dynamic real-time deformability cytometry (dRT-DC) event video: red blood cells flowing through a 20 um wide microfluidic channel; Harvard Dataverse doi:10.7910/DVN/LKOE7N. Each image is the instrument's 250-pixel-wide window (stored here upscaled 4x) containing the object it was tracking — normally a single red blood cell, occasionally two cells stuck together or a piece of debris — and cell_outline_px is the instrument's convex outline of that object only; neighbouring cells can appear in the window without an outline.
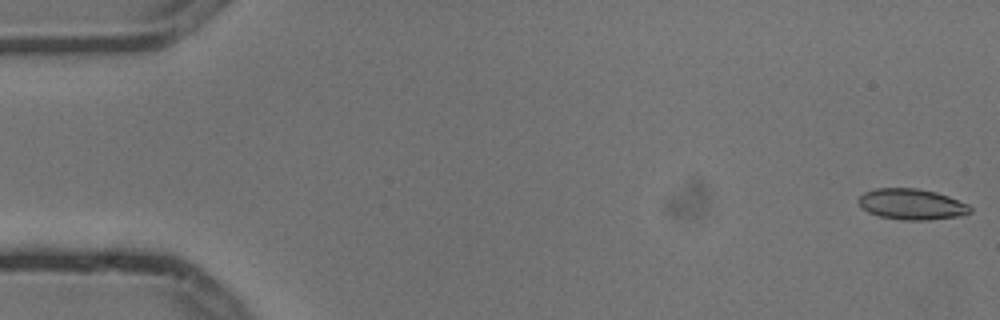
{"species": "common noctule bat (a hibernating species)", "species_latin": "Nyctalus noctula", "temperature_condition": "cold", "stored_images_in_passage": 7, "camera_frame_rate_fps": 3000, "um_per_image_px": 0.085, "animal": {"sex": "male", "body_mass_g": 13.3}, "frame": {"image": 1, "passage_image": 1, "time_ms": 0.0, "image_size_px": [1000, 320], "cell_outline_px": [[972, 212], [964, 216], [928, 220], [900, 220], [880, 216], [868, 212], [860, 204], [860, 196], [864, 192], [876, 188], [916, 188], [936, 192], [948, 196], [968, 204], [972, 208]], "centroid_in_image_um": [77.55, 17.37], "position_along_channel_um": 7.4, "area_um2": 20.11}}
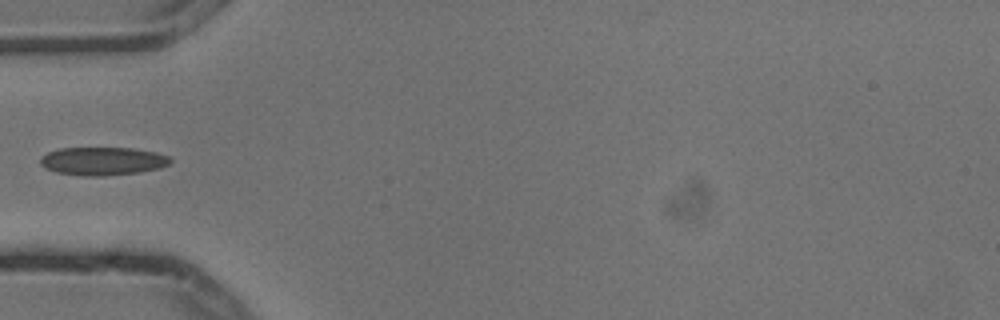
{"frame": {"image": 2, "passage_image": 6, "time_ms": 1.667, "image_size_px": [1000, 320], "cell_outline_px": [[172, 160], [168, 164], [160, 168], [136, 172], [104, 176], [84, 176], [56, 172], [44, 168], [40, 164], [40, 160], [48, 152], [60, 148], [132, 148], [156, 152], [168, 156]], "centroid_in_image_um": [8.72, 13.69], "position_along_channel_um": 76.3, "area_um2": 21.21}}
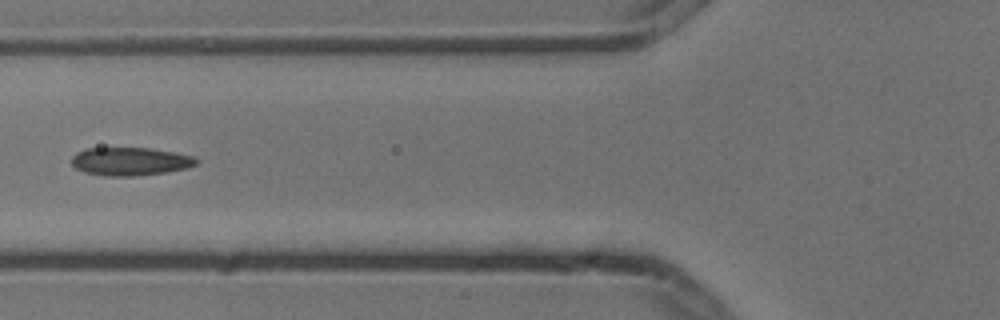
{"frame": {"image": 3, "passage_image": 7, "time_ms": 2.0, "image_size_px": [1000, 320], "cell_outline_px": [[200, 160], [196, 164], [188, 168], [164, 172], [132, 176], [104, 176], [84, 172], [76, 168], [72, 164], [72, 156], [76, 152], [84, 148], [152, 148], [196, 156]], "centroid_in_image_um": [11.08, 13.71], "position_along_channel_um": 114.7, "area_um2": 20.63}}